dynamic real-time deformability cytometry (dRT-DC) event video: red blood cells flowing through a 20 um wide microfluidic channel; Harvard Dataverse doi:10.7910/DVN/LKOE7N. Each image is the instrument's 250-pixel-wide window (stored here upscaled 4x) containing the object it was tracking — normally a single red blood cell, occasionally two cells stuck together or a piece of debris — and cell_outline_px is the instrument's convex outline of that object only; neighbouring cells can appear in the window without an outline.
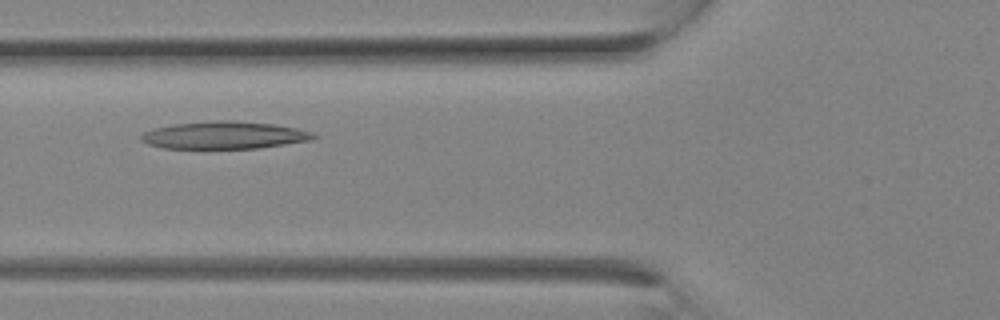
{"species": "Egyptian fruit bat (a non-hibernating species)", "species_latin": "Rousettus aegyptiacus", "temperature_condition": "room temperature", "stored_images_in_passage": 7, "camera_frame_rate_fps": 3000, "um_per_image_px": 0.085, "animal": {"sex": "female"}, "frame": {"image": 1, "passage_image": 4, "time_ms": 1.0, "image_size_px": [1000, 320], "cell_outline_px": [[320, 136], [312, 140], [260, 148], [164, 148], [148, 144], [140, 140], [140, 136], [144, 132], [152, 128], [172, 124], [216, 120], [228, 120], [276, 124], [296, 128], [312, 132]], "centroid_in_image_um": [19.08, 11.48], "position_along_channel_um": 106.7, "area_um2": 27.74}}
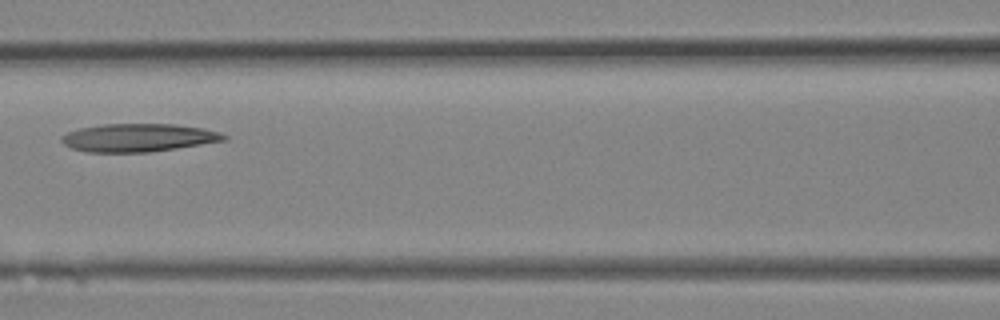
{"frame": {"image": 2, "passage_image": 6, "time_ms": 1.667, "image_size_px": [1000, 320], "cell_outline_px": [[228, 140], [176, 148], [148, 152], [84, 152], [72, 148], [64, 144], [60, 140], [60, 136], [68, 132], [80, 128], [104, 124], [176, 124], [204, 128], [220, 132], [228, 136]], "centroid_in_image_um": [11.77, 11.7], "position_along_channel_um": 154.8, "area_um2": 26.65}}